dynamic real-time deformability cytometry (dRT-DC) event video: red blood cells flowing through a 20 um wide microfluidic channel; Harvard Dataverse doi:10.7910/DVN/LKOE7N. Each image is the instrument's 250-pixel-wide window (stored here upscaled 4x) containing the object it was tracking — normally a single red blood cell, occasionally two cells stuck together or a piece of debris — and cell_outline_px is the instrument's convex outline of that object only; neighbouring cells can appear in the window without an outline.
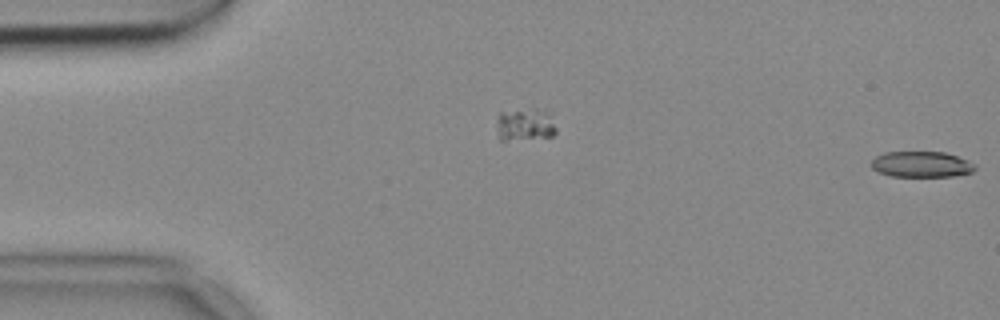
{"species": "common noctule bat (a hibernating species)", "species_latin": "Nyctalus noctula", "temperature_condition": "cold", "stored_images_in_passage": 7, "segment_of_instrument_passage": [2, 2], "camera_frame_rate_fps": 3000, "um_per_image_px": 0.085, "animal": {"sex": "female", "body_mass_g": 18.4}, "frame": {"image": 1, "passage_image": 7, "time_ms": 2.0, "image_size_px": [1000, 320], "cell_outline_px": [[976, 168], [972, 172], [952, 176], [892, 176], [880, 172], [872, 168], [872, 160], [876, 156], [884, 152], [944, 152], [968, 160], [976, 164]], "centroid_in_image_um": [78.34, 13.96], "position_along_channel_um": 6.7, "area_um2": 15.49}}